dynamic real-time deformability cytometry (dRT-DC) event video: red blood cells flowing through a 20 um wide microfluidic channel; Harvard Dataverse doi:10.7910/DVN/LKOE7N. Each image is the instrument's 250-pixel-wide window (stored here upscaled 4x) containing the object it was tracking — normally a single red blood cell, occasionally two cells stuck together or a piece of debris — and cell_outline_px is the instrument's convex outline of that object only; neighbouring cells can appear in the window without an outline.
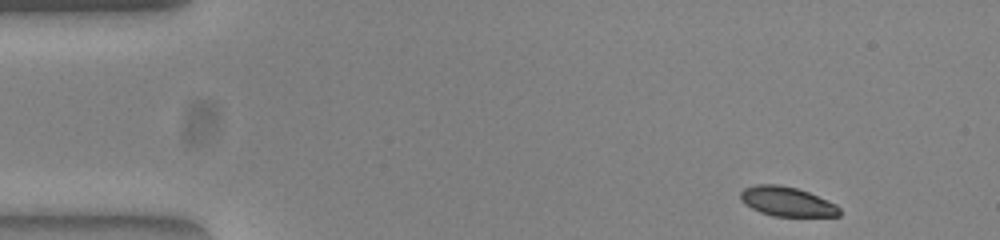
{"species": "common noctule bat (a hibernating species)", "species_latin": "Nyctalus noctula", "temperature_condition": "warm", "stored_images_in_passage": 48, "camera_frame_rate_fps": 3000, "um_per_image_px": 0.085, "animal": {"sex": "female", "body_mass_g": 23.0, "forearm_length_mm": 53.4}, "frame": {"image": 1, "passage_image": 1, "time_ms": 0.0, "image_size_px": [1000, 240], "cell_outline_px": [[840, 216], [776, 216], [760, 212], [744, 204], [740, 200], [740, 192], [744, 188], [756, 184], [776, 184], [796, 188], [808, 192], [836, 204], [840, 208]], "centroid_in_image_um": [66.87, 17.13], "position_along_channel_um": 18.1, "area_um2": 16.94}}
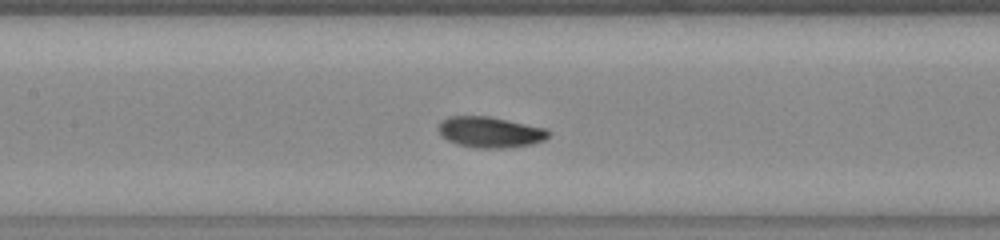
{"frame": {"image": 2, "passage_image": 20, "time_ms": 6.333, "image_size_px": [1000, 240], "cell_outline_px": [[548, 136], [544, 140], [532, 144], [500, 148], [480, 148], [460, 144], [448, 140], [440, 136], [440, 124], [444, 120], [452, 116], [488, 116], [544, 128], [548, 132]], "centroid_in_image_um": [41.66, 11.23], "position_along_channel_um": 165.7, "area_um2": 19.19}}
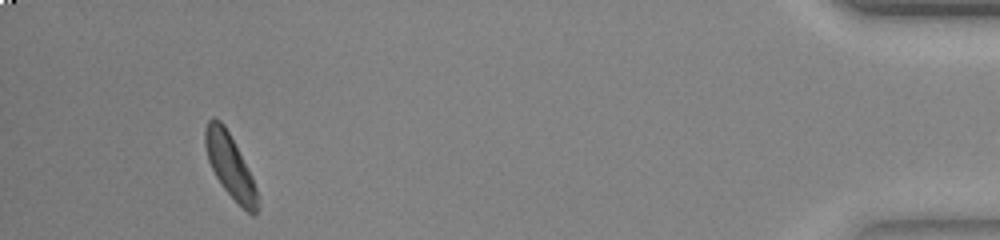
{"frame": {"image": 3, "passage_image": 45, "time_ms": 14.667, "image_size_px": [1000, 240], "cell_outline_px": [[256, 212], [252, 216], [224, 188], [216, 176], [208, 160], [204, 144], [204, 128], [208, 120], [212, 116], [220, 120], [224, 124], [252, 176], [256, 188]], "centroid_in_image_um": [19.5, 14.0], "position_along_channel_um": 415.7, "area_um2": 18.73}, "authors_computed_cell_mechanics": {"area_um2": 19.1896, "velocity_mm_per_s": 3.8682, "shape_relaxation_time_tau1_ms": 2.1808, "shape_relaxation_time_tau2_ms": null, "deformation_change_tau1": 0.0953, "deformation_change_tau2": null}}